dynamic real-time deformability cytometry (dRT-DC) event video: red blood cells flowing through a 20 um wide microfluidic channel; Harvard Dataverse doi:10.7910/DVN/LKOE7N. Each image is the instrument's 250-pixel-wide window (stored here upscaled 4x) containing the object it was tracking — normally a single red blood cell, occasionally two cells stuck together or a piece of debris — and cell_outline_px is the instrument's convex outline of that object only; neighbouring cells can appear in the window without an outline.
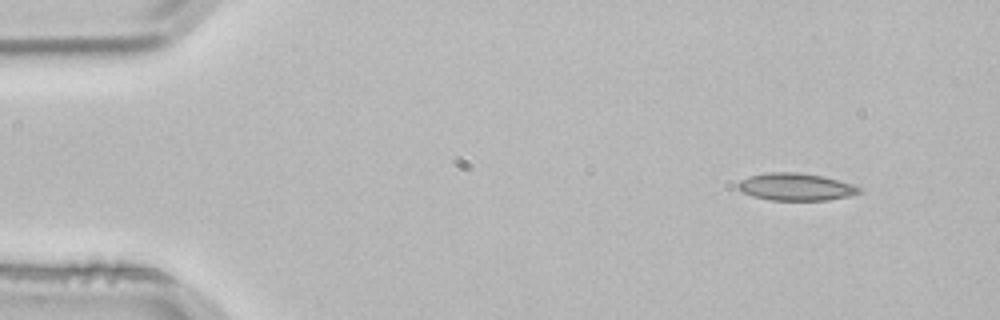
{"species": "common noctule bat (a hibernating species)", "species_latin": "Nyctalus noctula", "temperature_condition": "room temperature", "stored_images_in_passage": 4, "camera_frame_rate_fps": 3000, "um_per_image_px": 0.085, "animal": {"sex": "male", "body_mass_g": 21.5, "forearm_length_mm": 52.0}, "frame": {"image": 1, "passage_image": 1, "time_ms": 0.0, "image_size_px": [1000, 320], "cell_outline_px": [[864, 188], [860, 192], [848, 196], [828, 200], [772, 200], [752, 196], [740, 192], [736, 188], [736, 184], [740, 180], [748, 176], [768, 172], [796, 172], [820, 176], [852, 184]], "centroid_in_image_um": [67.58, 15.88], "position_along_channel_um": 17.4, "area_um2": 19.36}}
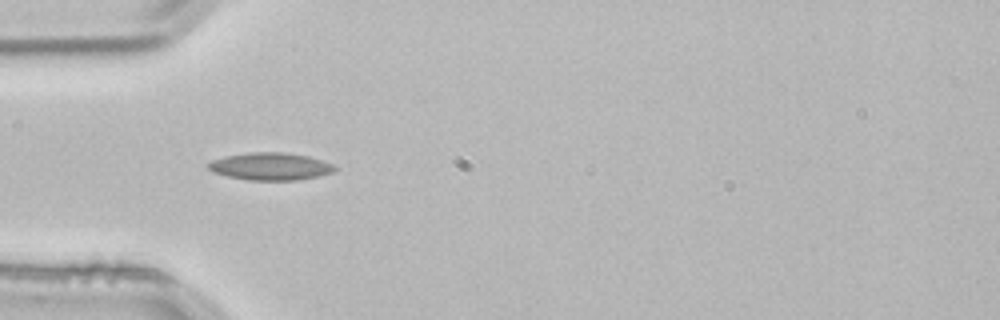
{"frame": {"image": 2, "passage_image": 3, "time_ms": 0.667, "image_size_px": [1000, 320], "cell_outline_px": [[336, 168], [332, 172], [316, 176], [296, 180], [248, 180], [228, 176], [212, 172], [208, 168], [208, 164], [212, 160], [224, 156], [252, 152], [284, 152], [308, 156], [332, 164]], "centroid_in_image_um": [22.94, 14.14], "position_along_channel_um": 62.1, "area_um2": 20.0}}